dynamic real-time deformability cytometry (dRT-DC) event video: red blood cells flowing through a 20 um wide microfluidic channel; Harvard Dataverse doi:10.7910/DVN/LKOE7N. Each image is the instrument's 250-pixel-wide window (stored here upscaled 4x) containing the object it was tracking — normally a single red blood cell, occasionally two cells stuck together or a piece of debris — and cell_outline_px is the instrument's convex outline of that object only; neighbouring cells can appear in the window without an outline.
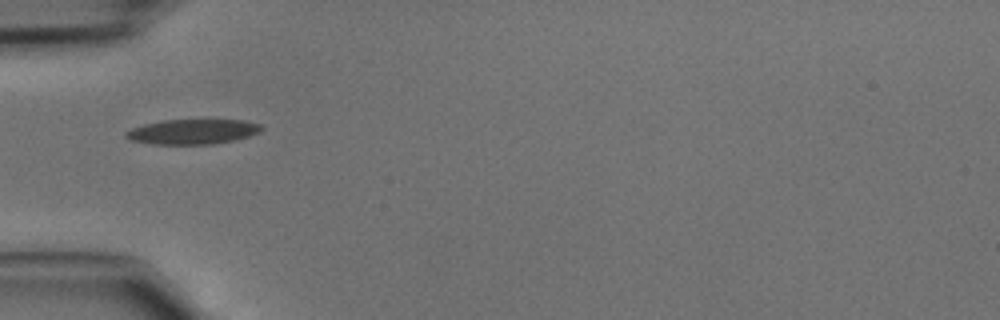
{"species": "common noctule bat (a hibernating species)", "species_latin": "Nyctalus noctula", "temperature_condition": "cold", "stored_images_in_passage": 14, "camera_frame_rate_fps": 3000, "um_per_image_px": 0.085, "animal": {"sex": "male", "body_mass_g": 15.6}, "frame": {"image": 1, "passage_image": 1, "time_ms": 0.0, "image_size_px": [1000, 320], "cell_outline_px": [[264, 128], [260, 132], [236, 140], [212, 144], [152, 144], [132, 140], [124, 136], [124, 132], [132, 128], [144, 124], [164, 120], [244, 120], [260, 124]], "centroid_in_image_um": [16.39, 11.19], "position_along_channel_um": 68.6, "area_um2": 19.71}}